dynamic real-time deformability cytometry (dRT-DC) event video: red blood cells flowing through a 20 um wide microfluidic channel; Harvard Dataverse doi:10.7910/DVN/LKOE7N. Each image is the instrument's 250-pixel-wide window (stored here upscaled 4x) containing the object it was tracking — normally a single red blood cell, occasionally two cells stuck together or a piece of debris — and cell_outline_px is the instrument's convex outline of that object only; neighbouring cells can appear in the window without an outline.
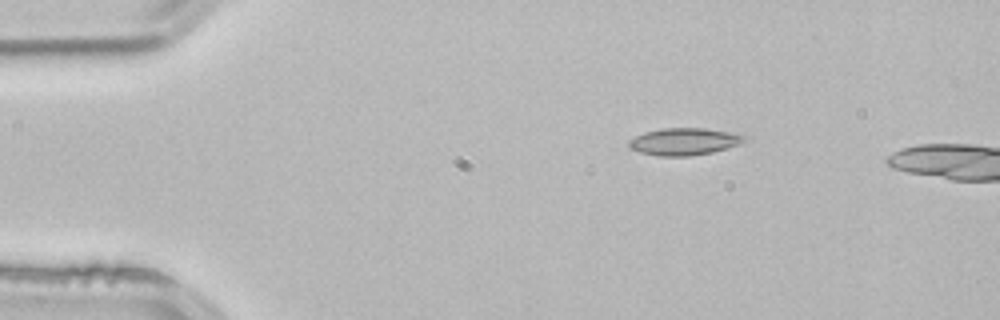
{"species": "common noctule bat (a hibernating species)", "species_latin": "Nyctalus noctula", "temperature_condition": "room temperature", "stored_images_in_passage": 4, "camera_frame_rate_fps": 3000, "um_per_image_px": 0.085, "animal": {"sex": "male", "body_mass_g": 21.5, "forearm_length_mm": 52.0}, "frame": {"image": 1, "passage_image": 2, "time_ms": 0.333, "image_size_px": [1000, 320], "cell_outline_px": [[748, 136], [744, 140], [736, 144], [712, 152], [692, 156], [656, 156], [640, 152], [628, 148], [628, 140], [644, 132], [660, 128], [704, 128], [728, 132]], "centroid_in_image_um": [58.06, 12.03], "position_along_channel_um": 26.9, "area_um2": 18.15}}